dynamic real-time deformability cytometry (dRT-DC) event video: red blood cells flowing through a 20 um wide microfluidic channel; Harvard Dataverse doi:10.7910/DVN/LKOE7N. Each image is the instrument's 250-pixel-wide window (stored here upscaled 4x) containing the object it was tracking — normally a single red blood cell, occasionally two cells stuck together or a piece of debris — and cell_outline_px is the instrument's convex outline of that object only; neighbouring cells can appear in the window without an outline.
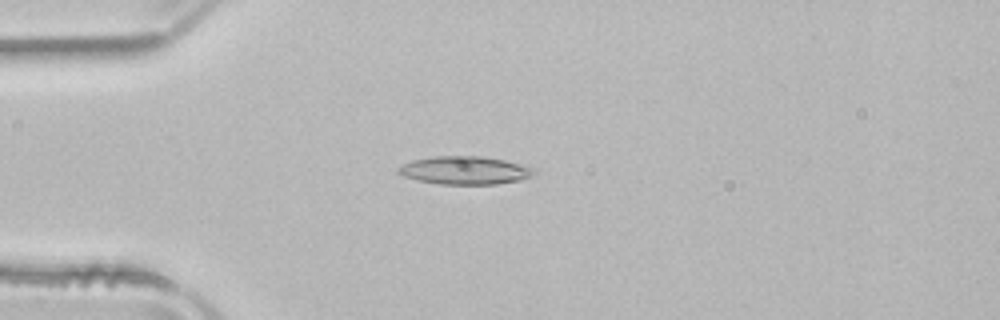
{"species": "common noctule bat (a hibernating species)", "species_latin": "Nyctalus noctula", "temperature_condition": "room temperature", "stored_images_in_passage": 51, "camera_frame_rate_fps": 3000, "um_per_image_px": 0.085, "animal": {"sex": "male", "body_mass_g": 21.5, "forearm_length_mm": 52.0}, "frame": {"image": 1, "passage_image": 13, "time_ms": 4.0, "image_size_px": [1000, 320], "cell_outline_px": [[536, 172], [520, 180], [496, 184], [440, 184], [416, 180], [404, 176], [396, 172], [396, 168], [412, 160], [432, 156], [480, 156], [504, 160], [536, 168]], "centroid_in_image_um": [39.48, 14.47], "position_along_channel_um": 45.5, "area_um2": 22.2}}
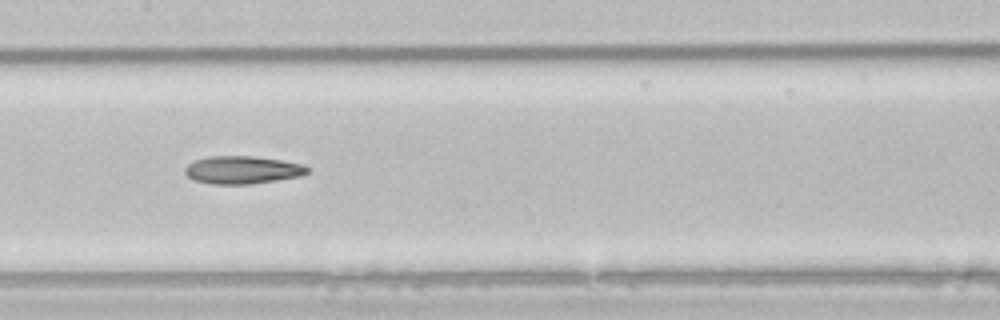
{"frame": {"image": 2, "passage_image": 25, "time_ms": 8.0, "image_size_px": [1000, 320], "cell_outline_px": [[308, 172], [300, 176], [276, 180], [248, 184], [212, 184], [192, 180], [184, 172], [184, 168], [188, 164], [196, 160], [208, 156], [252, 156], [280, 160], [304, 164], [308, 168]], "centroid_in_image_um": [20.57, 14.44], "position_along_channel_um": 186.8, "area_um2": 19.77}}
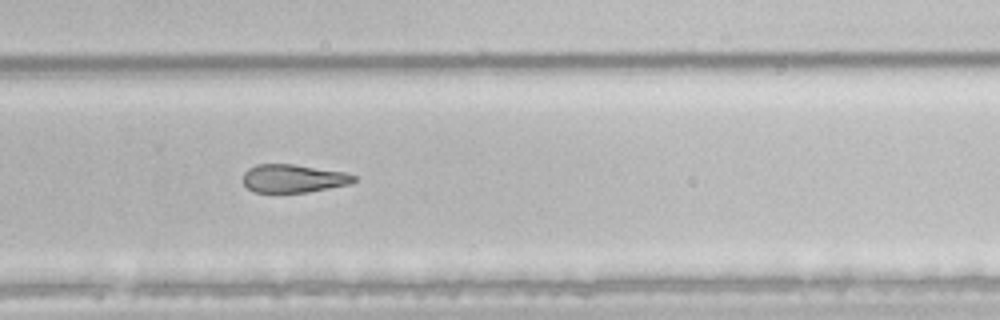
{"frame": {"image": 3, "passage_image": 34, "time_ms": 11.0, "image_size_px": [1000, 320], "cell_outline_px": [[356, 180], [348, 184], [308, 192], [252, 192], [244, 184], [244, 172], [248, 168], [256, 164], [292, 164], [344, 172], [356, 176]], "centroid_in_image_um": [24.9, 15.16], "position_along_channel_um": 304.9, "area_um2": 18.03}, "authors_computed_cell_mechanics": {"area_um2": 21.1548, "velocity_mm_per_s": 3.971, "shape_relaxation_time_tau1_ms": 10.1746, "shape_relaxation_time_tau2_ms": null, "deformation_change_tau1": 0.217, "deformation_change_tau2": null}}